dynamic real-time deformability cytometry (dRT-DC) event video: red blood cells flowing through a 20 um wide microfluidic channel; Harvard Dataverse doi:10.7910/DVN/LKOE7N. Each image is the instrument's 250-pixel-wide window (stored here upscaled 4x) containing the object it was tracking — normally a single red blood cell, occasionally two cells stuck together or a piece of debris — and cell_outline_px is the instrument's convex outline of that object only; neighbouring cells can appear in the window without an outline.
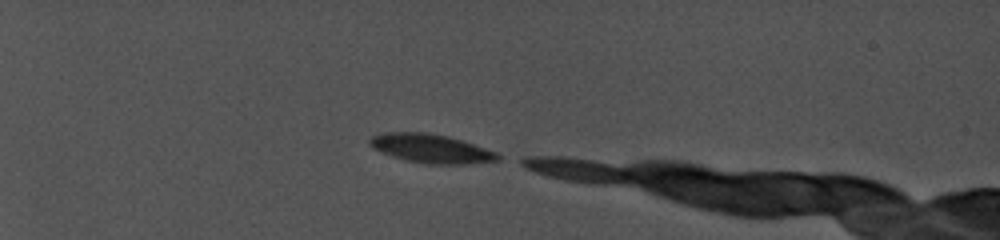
{"species": "common noctule bat (a hibernating species)", "species_latin": "Nyctalus noctula", "temperature_condition": "cold", "stored_images_in_passage": 11, "camera_frame_rate_fps": 5000, "um_per_image_px": 0.085, "animal": {"sex": "female", "body_mass_g": 19.0, "forearm_length_mm": 56.7}, "frame": {"image": 1, "passage_image": 1, "time_ms": 0.0, "image_size_px": [1000, 240], "cell_outline_px": [[500, 160], [468, 164], [424, 164], [392, 156], [380, 152], [372, 148], [368, 144], [368, 140], [372, 136], [384, 132], [428, 132], [448, 136], [496, 152], [500, 156]], "centroid_in_image_um": [36.59, 12.62], "position_along_channel_um": 48.4, "area_um2": 21.5}}